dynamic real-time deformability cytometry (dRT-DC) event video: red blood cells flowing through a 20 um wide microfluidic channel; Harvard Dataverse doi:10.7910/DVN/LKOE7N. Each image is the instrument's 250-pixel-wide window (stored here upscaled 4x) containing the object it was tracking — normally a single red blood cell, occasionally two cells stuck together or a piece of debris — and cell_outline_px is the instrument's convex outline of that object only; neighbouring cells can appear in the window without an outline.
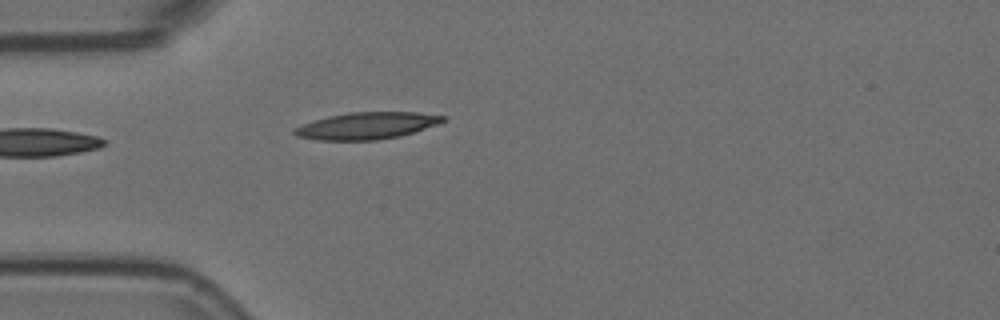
{"species": "Egyptian fruit bat (a non-hibernating species)", "species_latin": "Rousettus aegyptiacus", "temperature_condition": "room temperature", "stored_images_in_passage": 3, "camera_frame_rate_fps": 3000, "um_per_image_px": 0.085, "animal": {"sex": "female"}, "frame": {"image": 1, "passage_image": 3, "time_ms": 0.667, "image_size_px": [1000, 320], "cell_outline_px": [[448, 120], [400, 136], [376, 140], [316, 140], [296, 136], [292, 132], [292, 128], [328, 116], [348, 112], [416, 112], [444, 116]], "centroid_in_image_um": [31.14, 10.68], "position_along_channel_um": 53.9, "area_um2": 23.12}}